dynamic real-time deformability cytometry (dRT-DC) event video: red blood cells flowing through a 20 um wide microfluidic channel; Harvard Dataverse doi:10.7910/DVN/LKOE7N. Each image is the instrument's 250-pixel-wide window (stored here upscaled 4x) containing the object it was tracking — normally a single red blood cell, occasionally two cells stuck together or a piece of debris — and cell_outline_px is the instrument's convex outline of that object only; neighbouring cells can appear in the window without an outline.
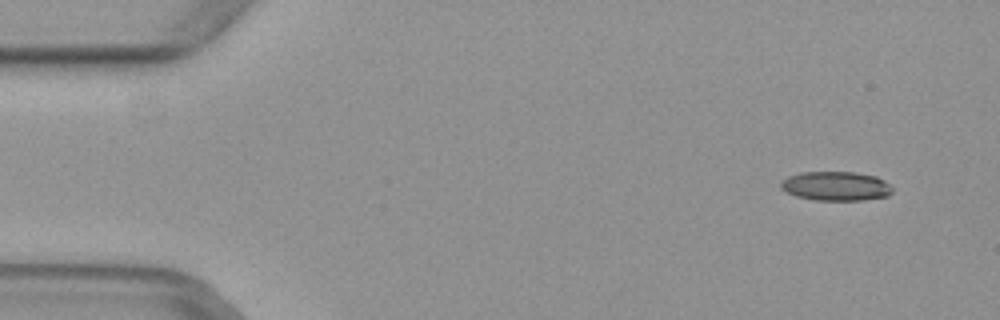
{"species": "common noctule bat (a hibernating species)", "species_latin": "Nyctalus noctula", "temperature_condition": "warm", "stored_images_in_passage": 48, "camera_frame_rate_fps": 3000, "um_per_image_px": 0.085, "animal": {"sex": "female", "body_mass_g": 29.2, "forearm_length_mm": 56.3}, "frame": {"image": 1, "passage_image": 4, "time_ms": 1.0, "image_size_px": [1000, 320], "cell_outline_px": [[892, 192], [888, 196], [860, 200], [816, 200], [796, 196], [780, 188], [780, 184], [788, 176], [800, 172], [856, 172], [876, 176], [884, 180], [892, 188]], "centroid_in_image_um": [71.06, 15.81], "position_along_channel_um": 13.9, "area_um2": 18.9}}
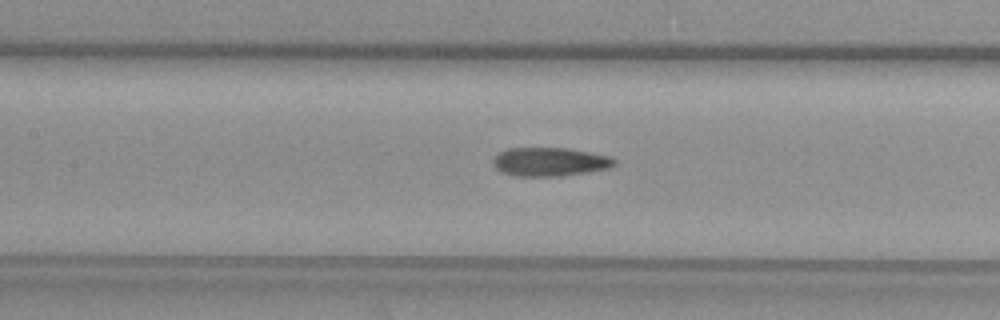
{"frame": {"image": 2, "passage_image": 23, "time_ms": 7.333, "image_size_px": [1000, 320], "cell_outline_px": [[616, 164], [608, 168], [588, 172], [560, 176], [512, 176], [500, 172], [496, 168], [492, 160], [500, 152], [508, 148], [568, 148], [612, 156], [616, 160]], "centroid_in_image_um": [46.74, 13.76], "position_along_channel_um": 160.7, "area_um2": 20.4}}
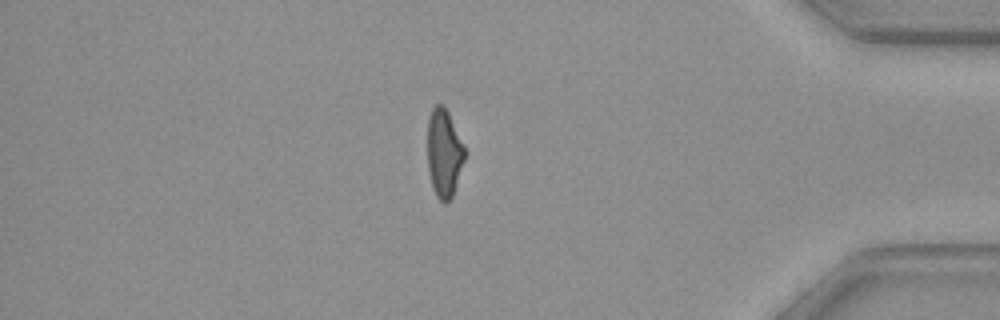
{"frame": {"image": 3, "passage_image": 43, "time_ms": 14.0, "image_size_px": [1000, 320], "cell_outline_px": [[464, 160], [452, 196], [444, 204], [436, 196], [432, 188], [428, 168], [428, 116], [432, 108], [436, 104], [444, 104], [464, 144]], "centroid_in_image_um": [37.73, 12.98], "position_along_channel_um": 397.5, "area_um2": 19.02}}